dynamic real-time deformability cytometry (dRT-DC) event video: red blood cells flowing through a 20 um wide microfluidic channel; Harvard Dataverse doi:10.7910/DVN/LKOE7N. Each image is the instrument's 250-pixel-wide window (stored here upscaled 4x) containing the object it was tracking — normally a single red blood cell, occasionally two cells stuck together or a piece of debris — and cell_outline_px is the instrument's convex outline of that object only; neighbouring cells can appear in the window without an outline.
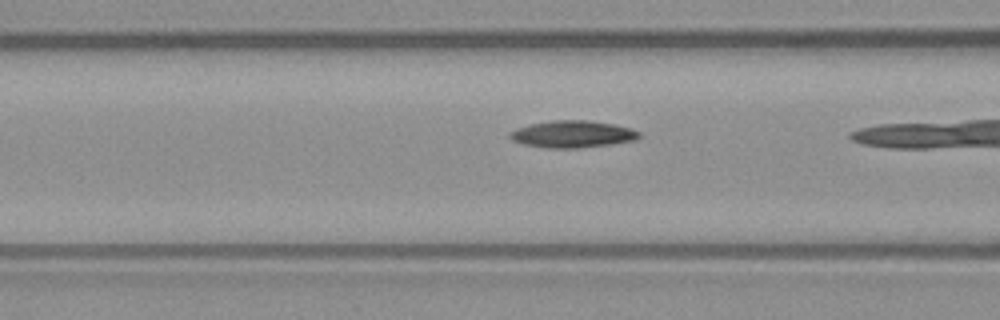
{"species": "common noctule bat (a hibernating species)", "species_latin": "Nyctalus noctula", "temperature_condition": "warm", "stored_images_in_passage": 19, "camera_frame_rate_fps": 3000, "um_per_image_px": 0.085, "animal": {"sex": "male", "body_mass_g": 23.1, "forearm_length_mm": 52.7}, "frame": {"image": 1, "passage_image": 18, "time_ms": 5.667, "image_size_px": [1000, 320], "cell_outline_px": [[640, 136], [636, 140], [612, 144], [576, 148], [548, 148], [524, 144], [512, 140], [508, 136], [508, 132], [516, 128], [532, 124], [552, 120], [588, 120], [616, 124], [632, 128], [640, 132]], "centroid_in_image_um": [48.68, 11.39], "position_along_channel_um": 117.9, "area_um2": 20.46}}